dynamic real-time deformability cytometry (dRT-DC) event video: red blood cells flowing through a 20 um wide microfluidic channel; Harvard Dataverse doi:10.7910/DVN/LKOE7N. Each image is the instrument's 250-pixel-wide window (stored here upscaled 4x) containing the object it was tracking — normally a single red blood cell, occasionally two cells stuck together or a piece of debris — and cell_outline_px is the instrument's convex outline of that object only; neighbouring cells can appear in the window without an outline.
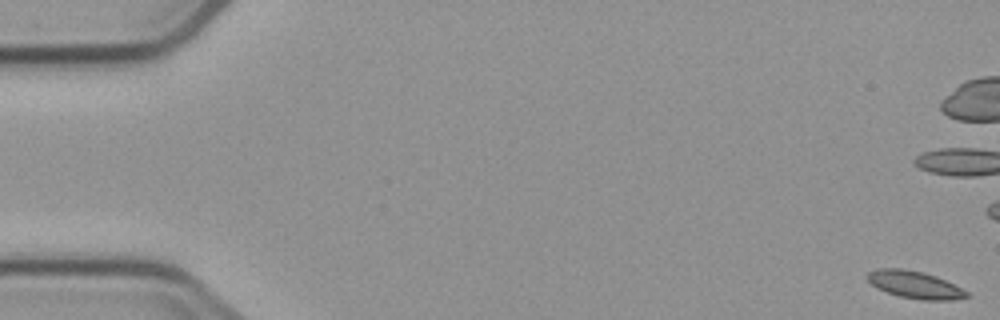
{"species": "common noctule bat (a hibernating species)", "species_latin": "Nyctalus noctula", "temperature_condition": "cold", "stored_images_in_passage": 6, "camera_frame_rate_fps": 3000, "um_per_image_px": 0.085, "animal": {"sex": "male", "body_mass_g": 23.1, "forearm_length_mm": 52.7}, "frame": {"image": 1, "passage_image": 1, "time_ms": 0.0, "image_size_px": [1000, 320], "cell_outline_px": [[972, 296], [952, 300], [920, 300], [900, 296], [876, 288], [864, 276], [868, 272], [876, 268], [900, 268], [924, 272], [936, 276], [968, 292]], "centroid_in_image_um": [77.73, 24.19], "position_along_channel_um": 7.3, "area_um2": 15.84}}